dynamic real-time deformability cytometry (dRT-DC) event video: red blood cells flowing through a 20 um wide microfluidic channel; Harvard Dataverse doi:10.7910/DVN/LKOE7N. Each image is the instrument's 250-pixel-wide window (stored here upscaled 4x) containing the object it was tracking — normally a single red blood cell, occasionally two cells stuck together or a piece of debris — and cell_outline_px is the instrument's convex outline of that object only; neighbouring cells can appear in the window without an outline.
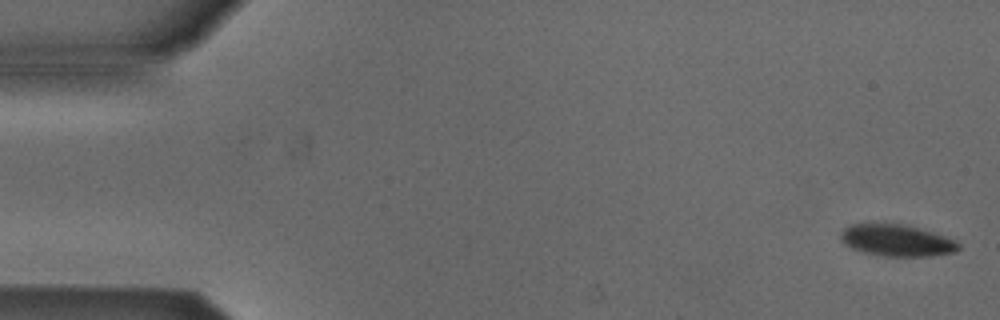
{"species": "Egyptian fruit bat (a non-hibernating species)", "species_latin": "Rousettus aegyptiacus", "temperature_condition": "cold", "stored_images_in_passage": 2, "camera_frame_rate_fps": 3000, "um_per_image_px": 0.085, "animal": {"sex": "male"}, "frame": {"image": 1, "passage_image": 1, "time_ms": 0.0, "image_size_px": [1000, 320], "cell_outline_px": [[960, 248], [956, 252], [932, 256], [884, 256], [864, 252], [852, 248], [844, 244], [840, 240], [840, 232], [844, 228], [852, 224], [908, 224], [956, 240], [960, 244]], "centroid_in_image_um": [76.24, 20.43], "position_along_channel_um": 8.8, "area_um2": 21.85}}